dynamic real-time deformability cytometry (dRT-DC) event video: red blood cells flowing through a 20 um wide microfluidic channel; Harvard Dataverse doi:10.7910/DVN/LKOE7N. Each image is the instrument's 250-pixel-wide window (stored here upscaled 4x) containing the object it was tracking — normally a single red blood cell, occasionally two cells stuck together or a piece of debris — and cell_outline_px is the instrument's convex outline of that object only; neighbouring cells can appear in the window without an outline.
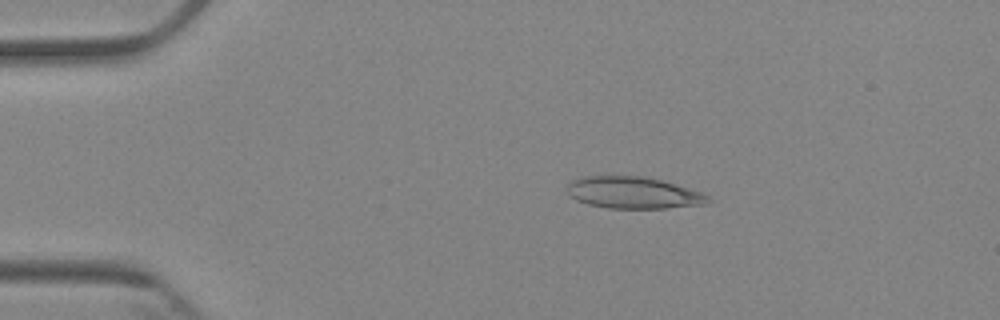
{"species": "Egyptian fruit bat (a non-hibernating species)", "species_latin": "Rousettus aegyptiacus", "temperature_condition": "cold", "stored_images_in_passage": 4, "camera_frame_rate_fps": 3000, "um_per_image_px": 0.085, "animal": {"sex": "female"}, "frame": {"image": 1, "passage_image": 3, "time_ms": 2.333, "image_size_px": [1000, 320], "cell_outline_px": [[712, 200], [708, 204], [668, 208], [608, 208], [588, 204], [576, 200], [568, 192], [568, 184], [572, 180], [584, 176], [644, 176], [664, 180], [704, 192]], "centroid_in_image_um": [53.91, 16.38], "position_along_channel_um": 31.1, "area_um2": 26.36}}